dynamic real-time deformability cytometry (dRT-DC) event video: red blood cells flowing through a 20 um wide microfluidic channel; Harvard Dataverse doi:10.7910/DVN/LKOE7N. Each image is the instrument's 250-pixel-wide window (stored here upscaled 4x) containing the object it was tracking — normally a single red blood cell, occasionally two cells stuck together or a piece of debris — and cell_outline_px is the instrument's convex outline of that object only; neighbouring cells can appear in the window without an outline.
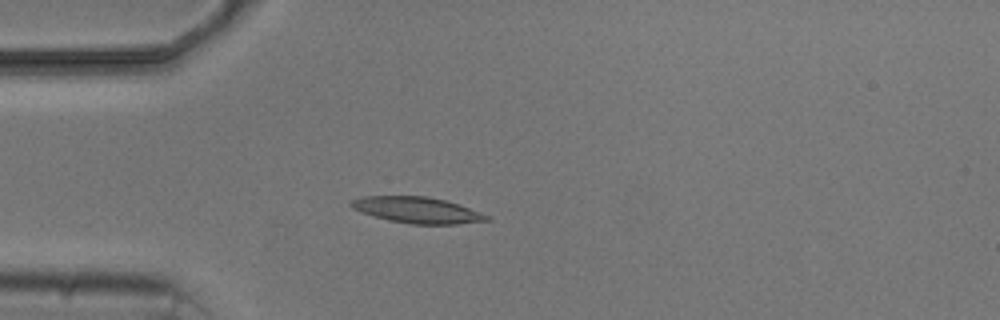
{"species": "common noctule bat (a hibernating species)", "species_latin": "Nyctalus noctula", "temperature_condition": "cold", "stored_images_in_passage": 5, "camera_frame_rate_fps": 3000, "um_per_image_px": 0.085, "animal": {"sex": "male", "body_mass_g": 20.5, "forearm_length_mm": 52.5}, "frame": {"image": 1, "passage_image": 5, "time_ms": 4.667, "image_size_px": [1000, 320], "cell_outline_px": [[492, 220], [456, 224], [412, 224], [388, 220], [360, 212], [352, 208], [348, 204], [352, 200], [364, 196], [428, 196], [444, 200], [492, 216]], "centroid_in_image_um": [35.46, 17.86], "position_along_channel_um": 49.5, "area_um2": 20.58}}